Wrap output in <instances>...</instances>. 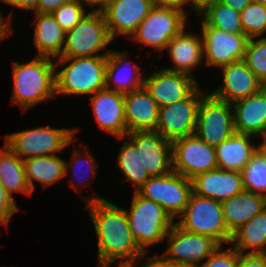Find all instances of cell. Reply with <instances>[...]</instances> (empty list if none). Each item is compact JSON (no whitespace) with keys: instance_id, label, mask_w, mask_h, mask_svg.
Returning <instances> with one entry per match:
<instances>
[{"instance_id":"10","label":"cell","mask_w":266,"mask_h":267,"mask_svg":"<svg viewBox=\"0 0 266 267\" xmlns=\"http://www.w3.org/2000/svg\"><path fill=\"white\" fill-rule=\"evenodd\" d=\"M200 31L203 40V62L206 67L222 66L243 60L249 38L244 33H230L210 26L201 16Z\"/></svg>"},{"instance_id":"40","label":"cell","mask_w":266,"mask_h":267,"mask_svg":"<svg viewBox=\"0 0 266 267\" xmlns=\"http://www.w3.org/2000/svg\"><path fill=\"white\" fill-rule=\"evenodd\" d=\"M148 255L149 252H144L143 255L139 258L137 262L141 263V261L147 257V261L144 260L143 266L140 265L139 267H185L183 265H180L179 263L167 259L162 253H154L153 256Z\"/></svg>"},{"instance_id":"31","label":"cell","mask_w":266,"mask_h":267,"mask_svg":"<svg viewBox=\"0 0 266 267\" xmlns=\"http://www.w3.org/2000/svg\"><path fill=\"white\" fill-rule=\"evenodd\" d=\"M83 148V150H81ZM81 148L75 149L71 152V160L65 162V178L72 174L69 178L68 185L73 188L77 194L84 197L79 189L88 187L91 184V178L95 179L98 170L96 156L92 155L90 147L82 146ZM80 150V151H79ZM83 154V155H82ZM86 171V172H85ZM77 180H75V179ZM87 180V182H86ZM79 187V188H78ZM79 190V191H78Z\"/></svg>"},{"instance_id":"33","label":"cell","mask_w":266,"mask_h":267,"mask_svg":"<svg viewBox=\"0 0 266 267\" xmlns=\"http://www.w3.org/2000/svg\"><path fill=\"white\" fill-rule=\"evenodd\" d=\"M198 14L212 27L230 33H244L240 12L219 0L207 3Z\"/></svg>"},{"instance_id":"45","label":"cell","mask_w":266,"mask_h":267,"mask_svg":"<svg viewBox=\"0 0 266 267\" xmlns=\"http://www.w3.org/2000/svg\"><path fill=\"white\" fill-rule=\"evenodd\" d=\"M154 6L158 7H170L184 11L187 15L189 13L186 10L188 8L187 0H153Z\"/></svg>"},{"instance_id":"43","label":"cell","mask_w":266,"mask_h":267,"mask_svg":"<svg viewBox=\"0 0 266 267\" xmlns=\"http://www.w3.org/2000/svg\"><path fill=\"white\" fill-rule=\"evenodd\" d=\"M70 0H39L37 12L52 13Z\"/></svg>"},{"instance_id":"46","label":"cell","mask_w":266,"mask_h":267,"mask_svg":"<svg viewBox=\"0 0 266 267\" xmlns=\"http://www.w3.org/2000/svg\"><path fill=\"white\" fill-rule=\"evenodd\" d=\"M77 1L85 9L89 10V12H102L110 2V0H77ZM86 6L89 7V9L86 8Z\"/></svg>"},{"instance_id":"30","label":"cell","mask_w":266,"mask_h":267,"mask_svg":"<svg viewBox=\"0 0 266 267\" xmlns=\"http://www.w3.org/2000/svg\"><path fill=\"white\" fill-rule=\"evenodd\" d=\"M0 182L13 199L15 192L27 196L33 194L26 180L23 160L5 143L0 147Z\"/></svg>"},{"instance_id":"20","label":"cell","mask_w":266,"mask_h":267,"mask_svg":"<svg viewBox=\"0 0 266 267\" xmlns=\"http://www.w3.org/2000/svg\"><path fill=\"white\" fill-rule=\"evenodd\" d=\"M222 82L210 93L218 99L234 103L261 90V81L243 60L219 68Z\"/></svg>"},{"instance_id":"28","label":"cell","mask_w":266,"mask_h":267,"mask_svg":"<svg viewBox=\"0 0 266 267\" xmlns=\"http://www.w3.org/2000/svg\"><path fill=\"white\" fill-rule=\"evenodd\" d=\"M65 160L60 155L38 156L23 160L26 180L32 193L35 182L42 188L61 182L65 178Z\"/></svg>"},{"instance_id":"19","label":"cell","mask_w":266,"mask_h":267,"mask_svg":"<svg viewBox=\"0 0 266 267\" xmlns=\"http://www.w3.org/2000/svg\"><path fill=\"white\" fill-rule=\"evenodd\" d=\"M194 32L185 27L169 41L166 50L173 65L164 69L197 77L194 70L204 63L203 40L200 32Z\"/></svg>"},{"instance_id":"52","label":"cell","mask_w":266,"mask_h":267,"mask_svg":"<svg viewBox=\"0 0 266 267\" xmlns=\"http://www.w3.org/2000/svg\"><path fill=\"white\" fill-rule=\"evenodd\" d=\"M251 2H254V3H259V4H264V5H266V0H251Z\"/></svg>"},{"instance_id":"3","label":"cell","mask_w":266,"mask_h":267,"mask_svg":"<svg viewBox=\"0 0 266 267\" xmlns=\"http://www.w3.org/2000/svg\"><path fill=\"white\" fill-rule=\"evenodd\" d=\"M54 60H56L54 62L56 97L59 95L89 97L106 88L108 56L56 58Z\"/></svg>"},{"instance_id":"1","label":"cell","mask_w":266,"mask_h":267,"mask_svg":"<svg viewBox=\"0 0 266 267\" xmlns=\"http://www.w3.org/2000/svg\"><path fill=\"white\" fill-rule=\"evenodd\" d=\"M84 198L97 237L98 267L135 262L143 255L132 236L125 208L97 194Z\"/></svg>"},{"instance_id":"17","label":"cell","mask_w":266,"mask_h":267,"mask_svg":"<svg viewBox=\"0 0 266 267\" xmlns=\"http://www.w3.org/2000/svg\"><path fill=\"white\" fill-rule=\"evenodd\" d=\"M149 73L144 77L143 86L159 108L185 99L199 85L197 78L164 68Z\"/></svg>"},{"instance_id":"29","label":"cell","mask_w":266,"mask_h":267,"mask_svg":"<svg viewBox=\"0 0 266 267\" xmlns=\"http://www.w3.org/2000/svg\"><path fill=\"white\" fill-rule=\"evenodd\" d=\"M229 245L241 254L266 253V208L236 230Z\"/></svg>"},{"instance_id":"34","label":"cell","mask_w":266,"mask_h":267,"mask_svg":"<svg viewBox=\"0 0 266 267\" xmlns=\"http://www.w3.org/2000/svg\"><path fill=\"white\" fill-rule=\"evenodd\" d=\"M240 173L244 191L266 198V156L259 147Z\"/></svg>"},{"instance_id":"16","label":"cell","mask_w":266,"mask_h":267,"mask_svg":"<svg viewBox=\"0 0 266 267\" xmlns=\"http://www.w3.org/2000/svg\"><path fill=\"white\" fill-rule=\"evenodd\" d=\"M153 7V0H110L102 14L111 39H129Z\"/></svg>"},{"instance_id":"35","label":"cell","mask_w":266,"mask_h":267,"mask_svg":"<svg viewBox=\"0 0 266 267\" xmlns=\"http://www.w3.org/2000/svg\"><path fill=\"white\" fill-rule=\"evenodd\" d=\"M240 14L243 32L249 39L266 37V5L251 2Z\"/></svg>"},{"instance_id":"15","label":"cell","mask_w":266,"mask_h":267,"mask_svg":"<svg viewBox=\"0 0 266 267\" xmlns=\"http://www.w3.org/2000/svg\"><path fill=\"white\" fill-rule=\"evenodd\" d=\"M135 146L141 165L150 177L172 171V142L156 130L133 131L125 135Z\"/></svg>"},{"instance_id":"26","label":"cell","mask_w":266,"mask_h":267,"mask_svg":"<svg viewBox=\"0 0 266 267\" xmlns=\"http://www.w3.org/2000/svg\"><path fill=\"white\" fill-rule=\"evenodd\" d=\"M256 139L259 138L234 132L227 140L215 147L218 168L241 172L259 147Z\"/></svg>"},{"instance_id":"49","label":"cell","mask_w":266,"mask_h":267,"mask_svg":"<svg viewBox=\"0 0 266 267\" xmlns=\"http://www.w3.org/2000/svg\"><path fill=\"white\" fill-rule=\"evenodd\" d=\"M115 264H118L117 267H136L135 265H139L137 261L135 262H115Z\"/></svg>"},{"instance_id":"44","label":"cell","mask_w":266,"mask_h":267,"mask_svg":"<svg viewBox=\"0 0 266 267\" xmlns=\"http://www.w3.org/2000/svg\"><path fill=\"white\" fill-rule=\"evenodd\" d=\"M0 3L3 4L2 1ZM13 24L9 21L8 17L3 14L0 9V42L2 43L3 40L8 39V37L14 33L15 29L13 30Z\"/></svg>"},{"instance_id":"13","label":"cell","mask_w":266,"mask_h":267,"mask_svg":"<svg viewBox=\"0 0 266 267\" xmlns=\"http://www.w3.org/2000/svg\"><path fill=\"white\" fill-rule=\"evenodd\" d=\"M234 132L232 104L216 98L208 91L198 107L195 134L210 146L216 147Z\"/></svg>"},{"instance_id":"24","label":"cell","mask_w":266,"mask_h":267,"mask_svg":"<svg viewBox=\"0 0 266 267\" xmlns=\"http://www.w3.org/2000/svg\"><path fill=\"white\" fill-rule=\"evenodd\" d=\"M124 111L127 133L156 130L159 106L144 86L124 93Z\"/></svg>"},{"instance_id":"42","label":"cell","mask_w":266,"mask_h":267,"mask_svg":"<svg viewBox=\"0 0 266 267\" xmlns=\"http://www.w3.org/2000/svg\"><path fill=\"white\" fill-rule=\"evenodd\" d=\"M38 1L39 0H7L4 4H7V6L9 5L14 8V10L12 8L10 14H7L9 21L13 24L12 20L14 17L15 9L23 11L26 10V12L31 11V13L37 12Z\"/></svg>"},{"instance_id":"41","label":"cell","mask_w":266,"mask_h":267,"mask_svg":"<svg viewBox=\"0 0 266 267\" xmlns=\"http://www.w3.org/2000/svg\"><path fill=\"white\" fill-rule=\"evenodd\" d=\"M236 267H266V253H239Z\"/></svg>"},{"instance_id":"38","label":"cell","mask_w":266,"mask_h":267,"mask_svg":"<svg viewBox=\"0 0 266 267\" xmlns=\"http://www.w3.org/2000/svg\"><path fill=\"white\" fill-rule=\"evenodd\" d=\"M222 245L215 253L207 257L199 267H236L239 252L232 246L223 248Z\"/></svg>"},{"instance_id":"12","label":"cell","mask_w":266,"mask_h":267,"mask_svg":"<svg viewBox=\"0 0 266 267\" xmlns=\"http://www.w3.org/2000/svg\"><path fill=\"white\" fill-rule=\"evenodd\" d=\"M200 86L198 85L185 99L159 108L156 131L165 139L172 142L195 134L198 107L202 97L209 91Z\"/></svg>"},{"instance_id":"21","label":"cell","mask_w":266,"mask_h":267,"mask_svg":"<svg viewBox=\"0 0 266 267\" xmlns=\"http://www.w3.org/2000/svg\"><path fill=\"white\" fill-rule=\"evenodd\" d=\"M192 181L193 193L222 202L244 191L240 172L216 168L196 175Z\"/></svg>"},{"instance_id":"2","label":"cell","mask_w":266,"mask_h":267,"mask_svg":"<svg viewBox=\"0 0 266 267\" xmlns=\"http://www.w3.org/2000/svg\"><path fill=\"white\" fill-rule=\"evenodd\" d=\"M55 60L34 56L22 63L12 61L11 104L18 105L23 113L39 103L56 100Z\"/></svg>"},{"instance_id":"18","label":"cell","mask_w":266,"mask_h":267,"mask_svg":"<svg viewBox=\"0 0 266 267\" xmlns=\"http://www.w3.org/2000/svg\"><path fill=\"white\" fill-rule=\"evenodd\" d=\"M90 103L97 126L114 137L127 134L124 93L102 89L90 96Z\"/></svg>"},{"instance_id":"48","label":"cell","mask_w":266,"mask_h":267,"mask_svg":"<svg viewBox=\"0 0 266 267\" xmlns=\"http://www.w3.org/2000/svg\"><path fill=\"white\" fill-rule=\"evenodd\" d=\"M188 5L190 6L189 12H193L194 14L198 13L207 3L212 0H187Z\"/></svg>"},{"instance_id":"32","label":"cell","mask_w":266,"mask_h":267,"mask_svg":"<svg viewBox=\"0 0 266 267\" xmlns=\"http://www.w3.org/2000/svg\"><path fill=\"white\" fill-rule=\"evenodd\" d=\"M126 139L119 149L116 157L117 169L122 173L121 184L130 182L134 186L133 192L137 190L151 177L146 169L141 165L139 154H137L134 144L127 137H117V140ZM123 179V180H122Z\"/></svg>"},{"instance_id":"6","label":"cell","mask_w":266,"mask_h":267,"mask_svg":"<svg viewBox=\"0 0 266 267\" xmlns=\"http://www.w3.org/2000/svg\"><path fill=\"white\" fill-rule=\"evenodd\" d=\"M112 42L102 12H88L74 28L66 32L59 58L108 56Z\"/></svg>"},{"instance_id":"4","label":"cell","mask_w":266,"mask_h":267,"mask_svg":"<svg viewBox=\"0 0 266 267\" xmlns=\"http://www.w3.org/2000/svg\"><path fill=\"white\" fill-rule=\"evenodd\" d=\"M79 127L54 128L49 125L6 134L4 143L22 160L61 154L67 147L75 149ZM76 141V142H75ZM73 143V144H72Z\"/></svg>"},{"instance_id":"9","label":"cell","mask_w":266,"mask_h":267,"mask_svg":"<svg viewBox=\"0 0 266 267\" xmlns=\"http://www.w3.org/2000/svg\"><path fill=\"white\" fill-rule=\"evenodd\" d=\"M165 242L167 247L162 254L185 267H199L222 246L216 238L185 231L176 222L168 231Z\"/></svg>"},{"instance_id":"11","label":"cell","mask_w":266,"mask_h":267,"mask_svg":"<svg viewBox=\"0 0 266 267\" xmlns=\"http://www.w3.org/2000/svg\"><path fill=\"white\" fill-rule=\"evenodd\" d=\"M192 192V181L173 170L151 177L137 190L140 196L163 207L174 220L185 211Z\"/></svg>"},{"instance_id":"36","label":"cell","mask_w":266,"mask_h":267,"mask_svg":"<svg viewBox=\"0 0 266 267\" xmlns=\"http://www.w3.org/2000/svg\"><path fill=\"white\" fill-rule=\"evenodd\" d=\"M243 61L261 82L266 79V37L248 40Z\"/></svg>"},{"instance_id":"27","label":"cell","mask_w":266,"mask_h":267,"mask_svg":"<svg viewBox=\"0 0 266 267\" xmlns=\"http://www.w3.org/2000/svg\"><path fill=\"white\" fill-rule=\"evenodd\" d=\"M221 207L226 227L233 234L266 208V198L259 194L243 191L222 201Z\"/></svg>"},{"instance_id":"47","label":"cell","mask_w":266,"mask_h":267,"mask_svg":"<svg viewBox=\"0 0 266 267\" xmlns=\"http://www.w3.org/2000/svg\"><path fill=\"white\" fill-rule=\"evenodd\" d=\"M219 1L238 12H241L249 3H251V0H219Z\"/></svg>"},{"instance_id":"8","label":"cell","mask_w":266,"mask_h":267,"mask_svg":"<svg viewBox=\"0 0 266 267\" xmlns=\"http://www.w3.org/2000/svg\"><path fill=\"white\" fill-rule=\"evenodd\" d=\"M189 16L182 10L154 6L130 37L137 44L166 51L169 41L187 26Z\"/></svg>"},{"instance_id":"22","label":"cell","mask_w":266,"mask_h":267,"mask_svg":"<svg viewBox=\"0 0 266 267\" xmlns=\"http://www.w3.org/2000/svg\"><path fill=\"white\" fill-rule=\"evenodd\" d=\"M128 58V51L111 49L106 67V89L127 93L143 87L146 73L136 61Z\"/></svg>"},{"instance_id":"25","label":"cell","mask_w":266,"mask_h":267,"mask_svg":"<svg viewBox=\"0 0 266 267\" xmlns=\"http://www.w3.org/2000/svg\"><path fill=\"white\" fill-rule=\"evenodd\" d=\"M33 45L37 50L35 56L59 58L65 43L66 32L56 22L51 13H33Z\"/></svg>"},{"instance_id":"50","label":"cell","mask_w":266,"mask_h":267,"mask_svg":"<svg viewBox=\"0 0 266 267\" xmlns=\"http://www.w3.org/2000/svg\"><path fill=\"white\" fill-rule=\"evenodd\" d=\"M262 141L259 143V148L262 150V152L265 154L266 156V139L262 138Z\"/></svg>"},{"instance_id":"14","label":"cell","mask_w":266,"mask_h":267,"mask_svg":"<svg viewBox=\"0 0 266 267\" xmlns=\"http://www.w3.org/2000/svg\"><path fill=\"white\" fill-rule=\"evenodd\" d=\"M218 168L215 147L196 134L172 141V170L187 179Z\"/></svg>"},{"instance_id":"5","label":"cell","mask_w":266,"mask_h":267,"mask_svg":"<svg viewBox=\"0 0 266 267\" xmlns=\"http://www.w3.org/2000/svg\"><path fill=\"white\" fill-rule=\"evenodd\" d=\"M133 238L143 252L162 243L175 220L159 204L133 192L130 208L125 209Z\"/></svg>"},{"instance_id":"7","label":"cell","mask_w":266,"mask_h":267,"mask_svg":"<svg viewBox=\"0 0 266 267\" xmlns=\"http://www.w3.org/2000/svg\"><path fill=\"white\" fill-rule=\"evenodd\" d=\"M175 222L185 231L212 236L223 246L230 244L232 234L224 222L219 201L192 192L185 211Z\"/></svg>"},{"instance_id":"51","label":"cell","mask_w":266,"mask_h":267,"mask_svg":"<svg viewBox=\"0 0 266 267\" xmlns=\"http://www.w3.org/2000/svg\"><path fill=\"white\" fill-rule=\"evenodd\" d=\"M261 89L266 93V79L261 82Z\"/></svg>"},{"instance_id":"37","label":"cell","mask_w":266,"mask_h":267,"mask_svg":"<svg viewBox=\"0 0 266 267\" xmlns=\"http://www.w3.org/2000/svg\"><path fill=\"white\" fill-rule=\"evenodd\" d=\"M88 12L77 0H70L51 14L61 28L67 32L74 28Z\"/></svg>"},{"instance_id":"39","label":"cell","mask_w":266,"mask_h":267,"mask_svg":"<svg viewBox=\"0 0 266 267\" xmlns=\"http://www.w3.org/2000/svg\"><path fill=\"white\" fill-rule=\"evenodd\" d=\"M20 210L15 199L10 197L0 182V224L9 227L11 217Z\"/></svg>"},{"instance_id":"23","label":"cell","mask_w":266,"mask_h":267,"mask_svg":"<svg viewBox=\"0 0 266 267\" xmlns=\"http://www.w3.org/2000/svg\"><path fill=\"white\" fill-rule=\"evenodd\" d=\"M232 109L235 132L250 134L259 140L266 136V93L262 89L232 103Z\"/></svg>"}]
</instances>
